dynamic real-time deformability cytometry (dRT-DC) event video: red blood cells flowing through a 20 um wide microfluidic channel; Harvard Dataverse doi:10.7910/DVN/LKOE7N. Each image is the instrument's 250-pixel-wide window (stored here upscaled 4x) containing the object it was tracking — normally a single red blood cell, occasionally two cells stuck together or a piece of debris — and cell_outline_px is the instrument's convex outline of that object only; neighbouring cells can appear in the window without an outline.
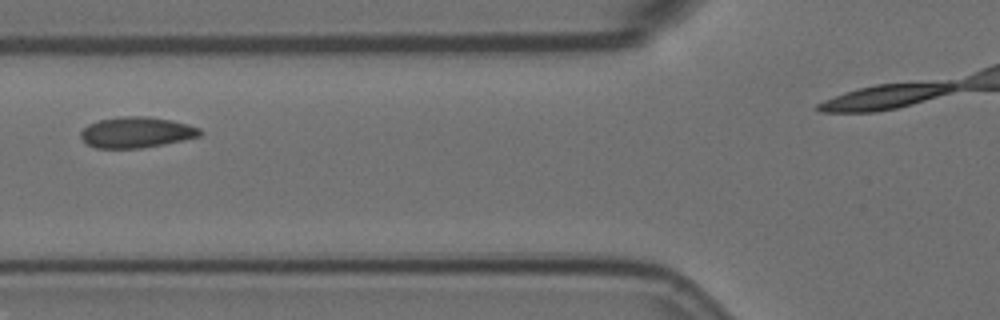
{"species": "Egyptian fruit bat (a non-hibernating species)", "species_latin": "Rousettus aegyptiacus", "temperature_condition": "room temperature", "stored_images_in_passage": 5, "camera_frame_rate_fps": 3000, "um_per_image_px": 0.085, "animal": {"sex": "female"}, "frame": {"image": 1, "passage_image": 2, "time_ms": 0.333, "image_size_px": [1000, 320], "cell_outline_px": [[204, 132], [200, 136], [184, 140], [164, 144], [140, 148], [96, 148], [88, 144], [80, 136], [80, 132], [88, 124], [100, 120], [120, 116], [148, 116], [172, 120], [188, 124], [200, 128]], "centroid_in_image_um": [11.63, 11.24], "position_along_channel_um": 114.2, "area_um2": 21.5}}
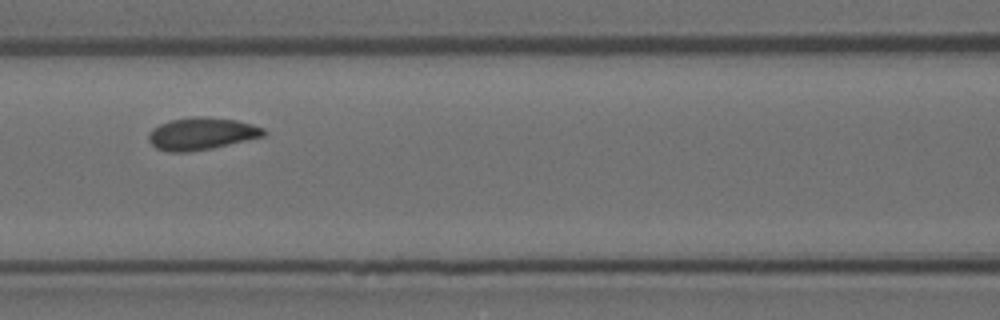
{"frame": {"image": 2, "passage_image": 3, "time_ms": 0.667, "image_size_px": [1000, 320], "cell_outline_px": [[268, 132], [264, 136], [212, 148], [188, 152], [168, 152], [156, 148], [148, 140], [148, 132], [152, 128], [160, 124], [172, 120], [192, 116], [204, 116], [236, 120], [252, 124], [264, 128]], "centroid_in_image_um": [17.12, 11.36], "position_along_channel_um": 149.5, "area_um2": 21.73}}
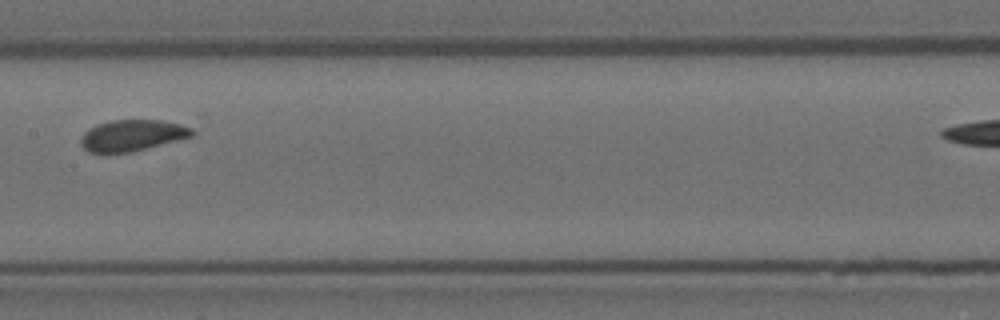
{"frame": {"image": 3, "passage_image": 4, "time_ms": 1.0, "image_size_px": [1000, 320], "cell_outline_px": [[196, 132], [192, 136], [132, 152], [88, 152], [80, 144], [80, 136], [88, 128], [96, 124], [112, 120], [160, 120], [180, 124], [192, 128]], "centroid_in_image_um": [11.21, 11.5], "position_along_channel_um": 196.2, "area_um2": 20.23}}